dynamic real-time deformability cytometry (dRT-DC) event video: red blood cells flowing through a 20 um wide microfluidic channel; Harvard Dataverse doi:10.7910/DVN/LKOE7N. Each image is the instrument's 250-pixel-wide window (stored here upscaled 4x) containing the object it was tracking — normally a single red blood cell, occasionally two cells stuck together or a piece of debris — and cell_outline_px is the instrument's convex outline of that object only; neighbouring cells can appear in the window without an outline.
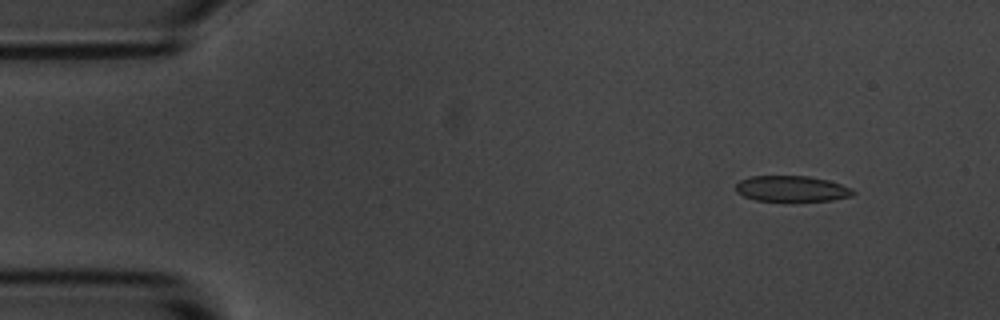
{"species": "common noctule bat (a hibernating species)", "species_latin": "Nyctalus noctula", "temperature_condition": "room temperature", "stored_images_in_passage": 4, "camera_frame_rate_fps": 3000, "um_per_image_px": 0.085, "animal": {"sex": "male", "body_mass_g": 20.1, "forearm_length_mm": 53.5}, "frame": {"image": 1, "passage_image": 1, "time_ms": 0.0, "image_size_px": [1000, 320], "cell_outline_px": [[856, 192], [852, 196], [832, 200], [756, 200], [744, 196], [736, 192], [736, 184], [740, 180], [752, 176], [808, 176], [828, 180], [852, 188]], "centroid_in_image_um": [67.31, 16.03], "position_along_channel_um": 17.7, "area_um2": 17.4}}
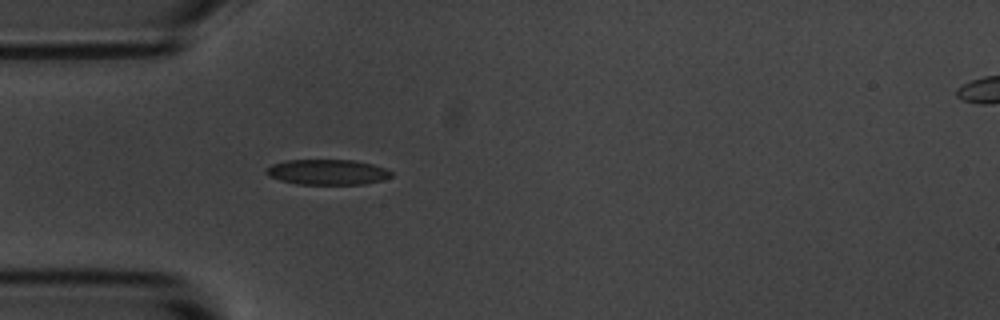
{"frame": {"image": 2, "passage_image": 4, "time_ms": 3.333, "image_size_px": [1000, 320], "cell_outline_px": [[392, 176], [380, 180], [364, 184], [296, 184], [280, 180], [268, 176], [264, 172], [264, 168], [272, 164], [288, 160], [356, 160], [372, 164], [384, 168], [392, 172]], "centroid_in_image_um": [27.78, 14.62], "position_along_channel_um": 57.2, "area_um2": 18.5}}